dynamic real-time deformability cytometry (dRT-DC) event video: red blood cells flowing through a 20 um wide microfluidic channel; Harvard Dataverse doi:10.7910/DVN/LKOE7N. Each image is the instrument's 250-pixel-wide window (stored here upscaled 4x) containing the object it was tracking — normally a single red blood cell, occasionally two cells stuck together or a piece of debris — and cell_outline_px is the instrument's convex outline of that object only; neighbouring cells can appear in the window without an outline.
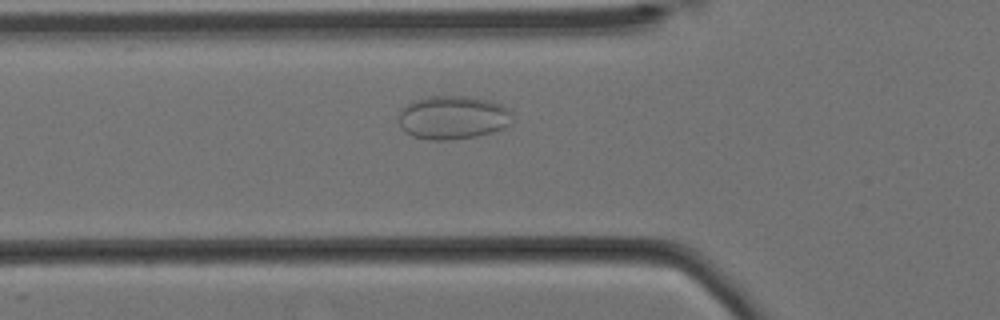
{"species": "Egyptian fruit bat (a non-hibernating species)", "species_latin": "Rousettus aegyptiacus", "temperature_condition": "cold", "stored_images_in_passage": 48, "camera_frame_rate_fps": 3000, "um_per_image_px": 0.085, "animal": {"sex": "female"}, "frame": {"image": 1, "passage_image": 15, "time_ms": 4.667, "image_size_px": [1000, 320], "cell_outline_px": [[512, 124], [504, 128], [492, 132], [476, 136], [444, 140], [428, 140], [412, 136], [404, 132], [400, 128], [400, 108], [412, 100], [428, 96], [464, 96], [488, 100], [500, 104], [508, 108], [512, 112]], "centroid_in_image_um": [38.48, 9.98], "position_along_channel_um": 87.3, "area_um2": 29.13}}
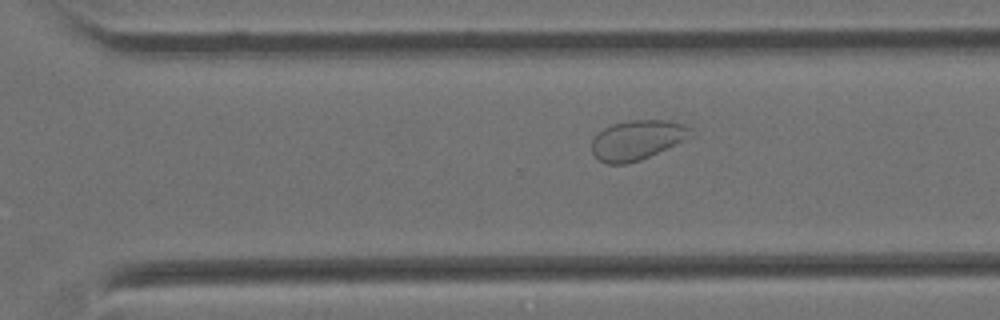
{"frame": {"image": 2, "passage_image": 35, "time_ms": 11.333, "image_size_px": [1000, 320], "cell_outline_px": [[692, 136], [684, 140], [640, 160], [628, 164], [608, 164], [600, 160], [592, 152], [592, 140], [596, 132], [612, 124], [628, 120], [668, 120], [684, 124], [692, 128]], "centroid_in_image_um": [54.14, 11.88], "position_along_channel_um": 316.5, "area_um2": 22.89}}
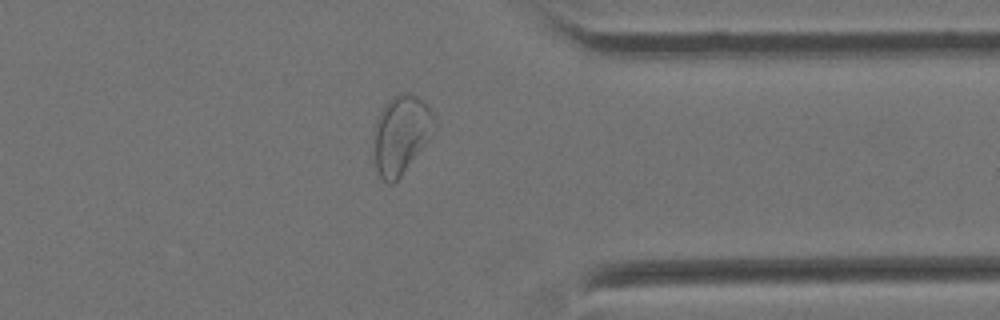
{"frame": {"image": 3, "passage_image": 41, "time_ms": 13.333, "image_size_px": [1000, 320], "cell_outline_px": [[436, 124], [428, 140], [400, 176], [392, 184], [388, 184], [380, 176], [376, 168], [376, 120], [384, 104], [388, 100], [400, 92], [416, 96], [428, 104], [436, 116]], "centroid_in_image_um": [34.13, 11.38], "position_along_channel_um": 377.3, "area_um2": 27.05}, "authors_computed_cell_mechanics": {"area_um2": 25.3164, "velocity_mm_per_s": 3.4299, "shape_relaxation_time_tau1_ms": null, "shape_relaxation_time_tau2_ms": 3.6775, "deformation_change_tau1": null, "deformation_change_tau2": 0.0496}}